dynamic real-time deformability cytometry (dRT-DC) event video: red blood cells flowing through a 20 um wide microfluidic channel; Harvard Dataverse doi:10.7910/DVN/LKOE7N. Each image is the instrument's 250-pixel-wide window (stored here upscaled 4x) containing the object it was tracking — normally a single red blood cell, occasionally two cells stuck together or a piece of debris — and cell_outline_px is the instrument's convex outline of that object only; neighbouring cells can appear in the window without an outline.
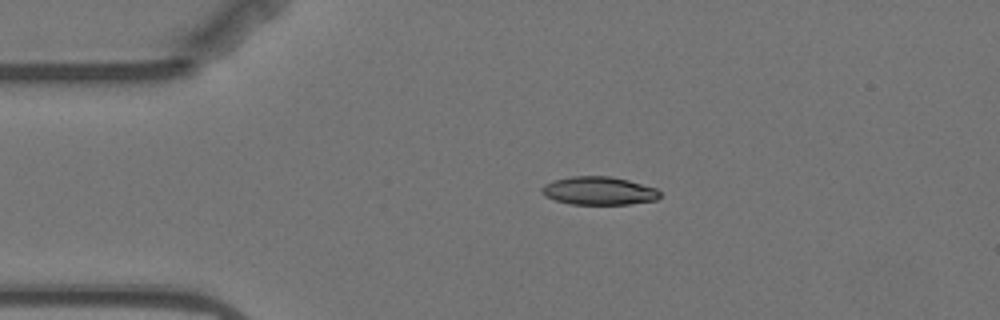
{"species": "Egyptian fruit bat (a non-hibernating species)", "species_latin": "Rousettus aegyptiacus", "temperature_condition": "warm", "stored_images_in_passage": 3, "camera_frame_rate_fps": 3000, "um_per_image_px": 0.085, "animal": {"sex": "female"}, "frame": {"image": 1, "passage_image": 2, "time_ms": 2.333, "image_size_px": [1000, 320], "cell_outline_px": [[660, 196], [656, 200], [628, 204], [572, 204], [556, 200], [544, 196], [540, 192], [540, 188], [544, 184], [552, 180], [572, 176], [608, 176], [628, 180], [656, 188], [660, 192]], "centroid_in_image_um": [50.86, 16.21], "position_along_channel_um": 34.1, "area_um2": 19.42}}